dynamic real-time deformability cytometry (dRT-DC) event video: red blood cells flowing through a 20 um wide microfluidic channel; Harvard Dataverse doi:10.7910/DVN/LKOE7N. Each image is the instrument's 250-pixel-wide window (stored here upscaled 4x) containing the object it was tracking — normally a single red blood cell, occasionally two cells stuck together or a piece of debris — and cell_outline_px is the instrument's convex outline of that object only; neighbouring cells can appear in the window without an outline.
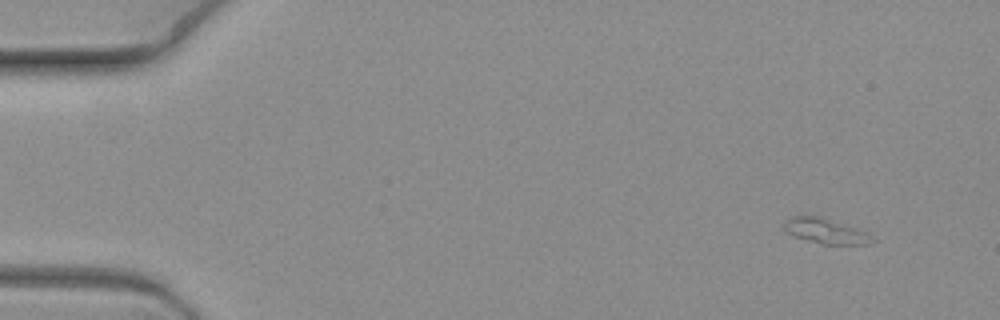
{"species": "common noctule bat (a hibernating species)", "species_latin": "Nyctalus noctula", "temperature_condition": "warm", "stored_images_in_passage": 7, "camera_frame_rate_fps": 3000, "um_per_image_px": 0.085, "animal": {"sex": "female", "body_mass_g": 19.3, "forearm_length_mm": 54.1}, "frame": {"image": 1, "passage_image": 1, "time_ms": 0.0, "image_size_px": [1000, 320], "cell_outline_px": [[876, 240], [868, 244], [824, 244], [808, 240], [784, 232], [780, 228], [784, 220], [792, 216], [820, 216], [868, 232]], "centroid_in_image_um": [70.13, 19.63], "position_along_channel_um": 14.9, "area_um2": 13.01}}
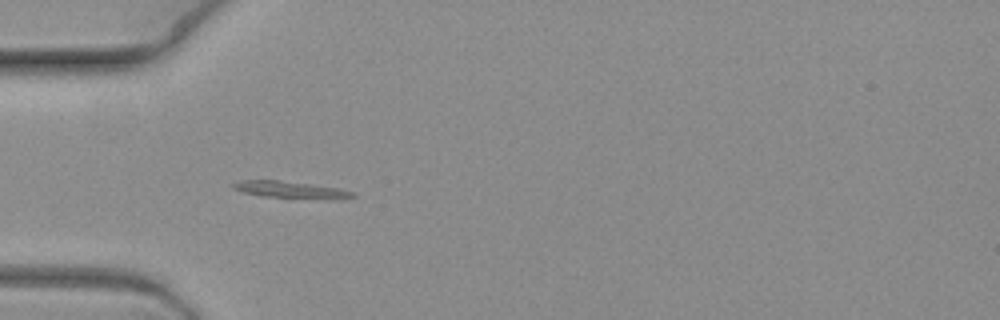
{"frame": {"image": 2, "passage_image": 6, "time_ms": 1.667, "image_size_px": [1000, 320], "cell_outline_px": [[356, 196], [340, 200], [328, 200], [260, 196], [244, 192], [232, 188], [232, 184], [244, 180], [280, 180], [336, 188], [356, 192]], "centroid_in_image_um": [24.8, 16.16], "position_along_channel_um": 60.2, "area_um2": 11.91}}